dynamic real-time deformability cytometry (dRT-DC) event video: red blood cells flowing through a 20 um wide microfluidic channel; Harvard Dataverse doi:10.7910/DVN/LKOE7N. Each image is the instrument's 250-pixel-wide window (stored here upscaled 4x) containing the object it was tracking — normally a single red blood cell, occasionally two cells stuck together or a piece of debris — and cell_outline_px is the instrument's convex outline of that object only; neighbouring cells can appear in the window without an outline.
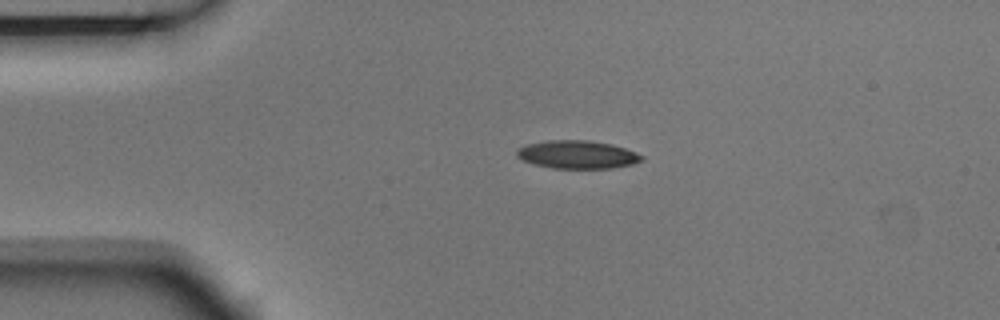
{"species": "Egyptian fruit bat (a non-hibernating species)", "species_latin": "Rousettus aegyptiacus", "temperature_condition": "room temperature", "stored_images_in_passage": 6, "camera_frame_rate_fps": 3000, "um_per_image_px": 0.085, "animal": {"sex": "male"}, "frame": {"image": 1, "passage_image": 4, "time_ms": 1.0, "image_size_px": [1000, 320], "cell_outline_px": [[644, 160], [632, 164], [612, 168], [552, 168], [536, 164], [524, 160], [516, 156], [516, 148], [528, 144], [548, 140], [588, 140], [612, 144], [636, 152], [644, 156]], "centroid_in_image_um": [49.09, 13.13], "position_along_channel_um": 35.9, "area_um2": 20.4}}
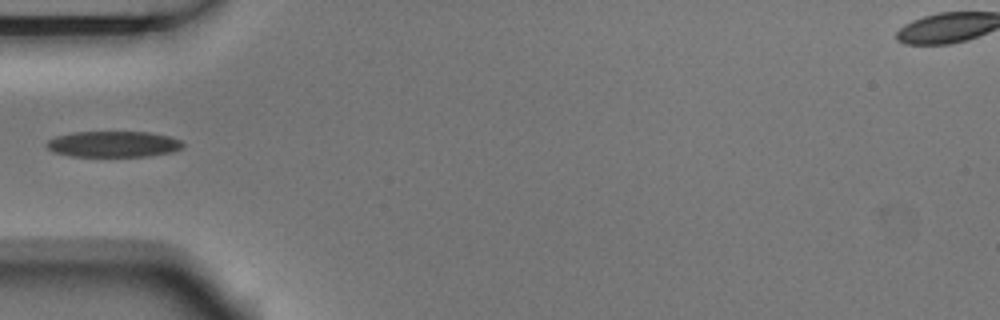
{"frame": {"image": 2, "passage_image": 5, "time_ms": 1.333, "image_size_px": [1000, 320], "cell_outline_px": [[184, 148], [172, 152], [148, 156], [72, 156], [52, 152], [44, 144], [48, 140], [56, 136], [72, 132], [148, 132], [172, 136], [180, 140], [184, 144]], "centroid_in_image_um": [9.65, 12.25], "position_along_channel_um": 75.3, "area_um2": 20.81}}
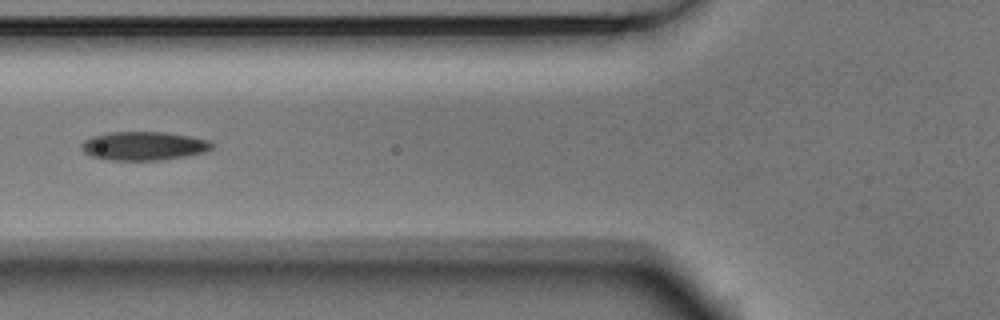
{"frame": {"image": 3, "passage_image": 6, "time_ms": 1.667, "image_size_px": [1000, 320], "cell_outline_px": [[212, 148], [204, 152], [184, 156], [160, 160], [112, 160], [92, 156], [84, 152], [80, 148], [80, 144], [84, 140], [92, 136], [108, 132], [164, 132], [192, 136], [208, 140], [212, 144]], "centroid_in_image_um": [12.18, 12.39], "position_along_channel_um": 113.6, "area_um2": 21.73}}